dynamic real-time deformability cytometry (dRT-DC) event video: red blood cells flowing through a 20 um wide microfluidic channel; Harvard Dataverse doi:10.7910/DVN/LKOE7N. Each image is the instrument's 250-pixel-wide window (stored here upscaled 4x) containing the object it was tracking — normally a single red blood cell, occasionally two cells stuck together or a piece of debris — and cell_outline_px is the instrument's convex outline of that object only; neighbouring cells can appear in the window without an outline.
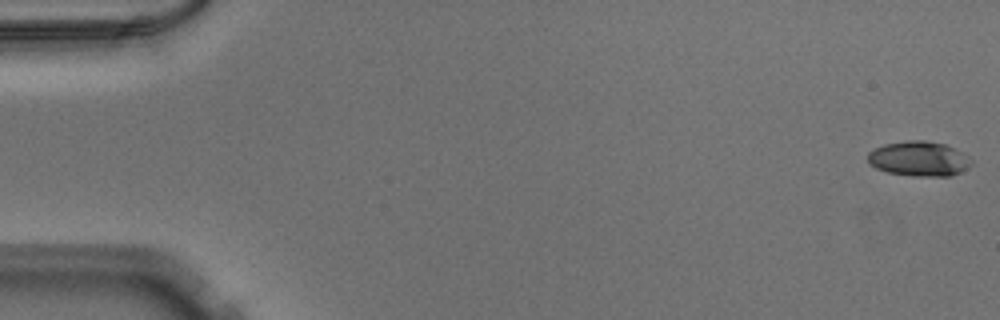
{"species": "Egyptian fruit bat (a non-hibernating species)", "species_latin": "Rousettus aegyptiacus", "temperature_condition": "warm", "stored_images_in_passage": 52, "camera_frame_rate_fps": 3000, "um_per_image_px": 0.085, "animal": {"sex": "male"}, "frame": {"image": 1, "passage_image": 1, "time_ms": 0.0, "image_size_px": [1000, 320], "cell_outline_px": [[972, 164], [960, 172], [952, 176], [912, 176], [888, 172], [876, 168], [868, 164], [868, 152], [884, 144], [908, 140], [924, 140], [944, 144], [968, 156], [972, 160]], "centroid_in_image_um": [78.09, 13.5], "position_along_channel_um": 6.9, "area_um2": 20.98}}
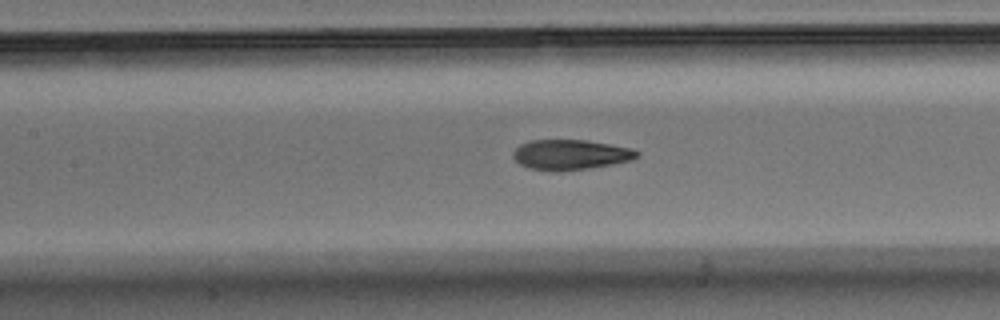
{"frame": {"image": 2, "passage_image": 24, "time_ms": 7.667, "image_size_px": [1000, 320], "cell_outline_px": [[640, 156], [632, 160], [612, 164], [588, 168], [560, 172], [552, 172], [528, 168], [520, 164], [512, 156], [512, 152], [520, 144], [528, 140], [588, 140], [632, 148], [640, 152]], "centroid_in_image_um": [48.49, 13.15], "position_along_channel_um": 158.9, "area_um2": 22.08}}
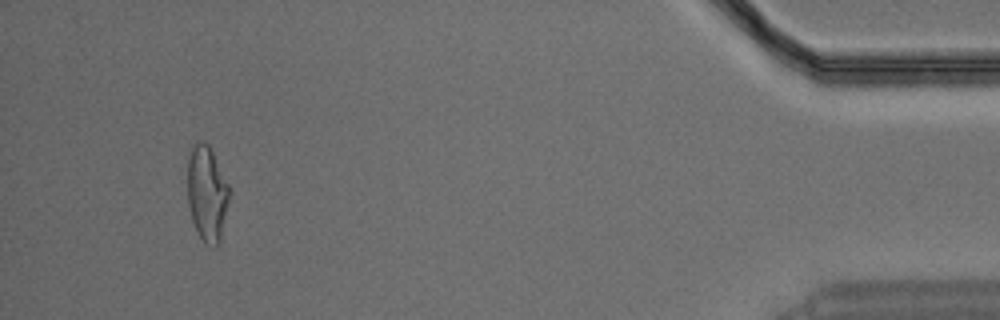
{"frame": {"image": 3, "passage_image": 49, "time_ms": 16.0, "image_size_px": [1000, 320], "cell_outline_px": [[228, 200], [220, 240], [216, 248], [212, 248], [204, 244], [192, 220], [188, 204], [188, 156], [192, 144], [196, 140], [204, 140], [208, 144], [228, 184]], "centroid_in_image_um": [17.56, 16.43], "position_along_channel_um": 417.6, "area_um2": 23.06}}